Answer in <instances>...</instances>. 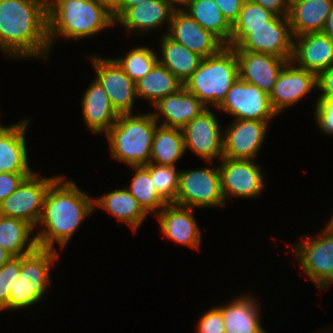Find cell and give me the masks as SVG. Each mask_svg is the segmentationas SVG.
Segmentation results:
<instances>
[{"mask_svg": "<svg viewBox=\"0 0 333 333\" xmlns=\"http://www.w3.org/2000/svg\"><path fill=\"white\" fill-rule=\"evenodd\" d=\"M94 206L108 211L118 221L127 223L136 231L147 216V212L127 190L116 189L94 199Z\"/></svg>", "mask_w": 333, "mask_h": 333, "instance_id": "cell-27", "label": "cell"}, {"mask_svg": "<svg viewBox=\"0 0 333 333\" xmlns=\"http://www.w3.org/2000/svg\"><path fill=\"white\" fill-rule=\"evenodd\" d=\"M146 0H121L120 1V15L128 8L138 5Z\"/></svg>", "mask_w": 333, "mask_h": 333, "instance_id": "cell-46", "label": "cell"}, {"mask_svg": "<svg viewBox=\"0 0 333 333\" xmlns=\"http://www.w3.org/2000/svg\"><path fill=\"white\" fill-rule=\"evenodd\" d=\"M293 38L288 16L275 15L263 27L232 28L231 40L227 46L235 51L270 54L291 61Z\"/></svg>", "mask_w": 333, "mask_h": 333, "instance_id": "cell-7", "label": "cell"}, {"mask_svg": "<svg viewBox=\"0 0 333 333\" xmlns=\"http://www.w3.org/2000/svg\"><path fill=\"white\" fill-rule=\"evenodd\" d=\"M135 169L127 190L135 197L143 209L149 213H159L168 203L158 194L149 170L145 166H132Z\"/></svg>", "mask_w": 333, "mask_h": 333, "instance_id": "cell-33", "label": "cell"}, {"mask_svg": "<svg viewBox=\"0 0 333 333\" xmlns=\"http://www.w3.org/2000/svg\"><path fill=\"white\" fill-rule=\"evenodd\" d=\"M59 176L49 187L37 226L44 225L34 237L37 246L62 248L75 234L83 220L94 210V198H89L73 181ZM64 180V181H63Z\"/></svg>", "mask_w": 333, "mask_h": 333, "instance_id": "cell-2", "label": "cell"}, {"mask_svg": "<svg viewBox=\"0 0 333 333\" xmlns=\"http://www.w3.org/2000/svg\"><path fill=\"white\" fill-rule=\"evenodd\" d=\"M204 29L212 32L225 45H228L232 35V25L221 13L220 7L214 0H190L182 7Z\"/></svg>", "mask_w": 333, "mask_h": 333, "instance_id": "cell-31", "label": "cell"}, {"mask_svg": "<svg viewBox=\"0 0 333 333\" xmlns=\"http://www.w3.org/2000/svg\"><path fill=\"white\" fill-rule=\"evenodd\" d=\"M59 176L40 177L35 172L0 204V215L17 218L37 227L50 185Z\"/></svg>", "mask_w": 333, "mask_h": 333, "instance_id": "cell-9", "label": "cell"}, {"mask_svg": "<svg viewBox=\"0 0 333 333\" xmlns=\"http://www.w3.org/2000/svg\"><path fill=\"white\" fill-rule=\"evenodd\" d=\"M268 123L258 120L234 119L223 132V157L253 160L261 149Z\"/></svg>", "mask_w": 333, "mask_h": 333, "instance_id": "cell-15", "label": "cell"}, {"mask_svg": "<svg viewBox=\"0 0 333 333\" xmlns=\"http://www.w3.org/2000/svg\"><path fill=\"white\" fill-rule=\"evenodd\" d=\"M331 220L328 222V224L326 225V228H324L325 230H327L328 232H330L331 234H333V215L332 218H330Z\"/></svg>", "mask_w": 333, "mask_h": 333, "instance_id": "cell-49", "label": "cell"}, {"mask_svg": "<svg viewBox=\"0 0 333 333\" xmlns=\"http://www.w3.org/2000/svg\"><path fill=\"white\" fill-rule=\"evenodd\" d=\"M276 14L252 0H245L232 28H259L268 25Z\"/></svg>", "mask_w": 333, "mask_h": 333, "instance_id": "cell-36", "label": "cell"}, {"mask_svg": "<svg viewBox=\"0 0 333 333\" xmlns=\"http://www.w3.org/2000/svg\"><path fill=\"white\" fill-rule=\"evenodd\" d=\"M33 173H0V204Z\"/></svg>", "mask_w": 333, "mask_h": 333, "instance_id": "cell-40", "label": "cell"}, {"mask_svg": "<svg viewBox=\"0 0 333 333\" xmlns=\"http://www.w3.org/2000/svg\"><path fill=\"white\" fill-rule=\"evenodd\" d=\"M291 61L318 76L333 66V42L323 32L295 36Z\"/></svg>", "mask_w": 333, "mask_h": 333, "instance_id": "cell-19", "label": "cell"}, {"mask_svg": "<svg viewBox=\"0 0 333 333\" xmlns=\"http://www.w3.org/2000/svg\"><path fill=\"white\" fill-rule=\"evenodd\" d=\"M238 78L236 51L226 45L218 53L203 58L197 70L183 84L206 107L210 103L217 108Z\"/></svg>", "mask_w": 333, "mask_h": 333, "instance_id": "cell-5", "label": "cell"}, {"mask_svg": "<svg viewBox=\"0 0 333 333\" xmlns=\"http://www.w3.org/2000/svg\"><path fill=\"white\" fill-rule=\"evenodd\" d=\"M218 167L182 171L173 204L188 208H210L225 203Z\"/></svg>", "mask_w": 333, "mask_h": 333, "instance_id": "cell-8", "label": "cell"}, {"mask_svg": "<svg viewBox=\"0 0 333 333\" xmlns=\"http://www.w3.org/2000/svg\"><path fill=\"white\" fill-rule=\"evenodd\" d=\"M238 120L269 122L277 113L271 106L269 94L256 85L238 78L217 107Z\"/></svg>", "mask_w": 333, "mask_h": 333, "instance_id": "cell-11", "label": "cell"}, {"mask_svg": "<svg viewBox=\"0 0 333 333\" xmlns=\"http://www.w3.org/2000/svg\"><path fill=\"white\" fill-rule=\"evenodd\" d=\"M315 88H318L317 75L288 61L280 71L273 91L269 95L271 106L279 114L290 105L298 103Z\"/></svg>", "mask_w": 333, "mask_h": 333, "instance_id": "cell-17", "label": "cell"}, {"mask_svg": "<svg viewBox=\"0 0 333 333\" xmlns=\"http://www.w3.org/2000/svg\"><path fill=\"white\" fill-rule=\"evenodd\" d=\"M151 179L158 194L168 203H174L179 186L180 172L175 166L147 164Z\"/></svg>", "mask_w": 333, "mask_h": 333, "instance_id": "cell-35", "label": "cell"}, {"mask_svg": "<svg viewBox=\"0 0 333 333\" xmlns=\"http://www.w3.org/2000/svg\"><path fill=\"white\" fill-rule=\"evenodd\" d=\"M96 70V79L108 94L115 111L121 114H132L135 103V82L122 70L114 59L97 56L90 57Z\"/></svg>", "mask_w": 333, "mask_h": 333, "instance_id": "cell-13", "label": "cell"}, {"mask_svg": "<svg viewBox=\"0 0 333 333\" xmlns=\"http://www.w3.org/2000/svg\"><path fill=\"white\" fill-rule=\"evenodd\" d=\"M0 49L8 57H47V0H0Z\"/></svg>", "mask_w": 333, "mask_h": 333, "instance_id": "cell-1", "label": "cell"}, {"mask_svg": "<svg viewBox=\"0 0 333 333\" xmlns=\"http://www.w3.org/2000/svg\"><path fill=\"white\" fill-rule=\"evenodd\" d=\"M188 148L208 163L223 158V133L216 115L209 108L182 128Z\"/></svg>", "mask_w": 333, "mask_h": 333, "instance_id": "cell-14", "label": "cell"}, {"mask_svg": "<svg viewBox=\"0 0 333 333\" xmlns=\"http://www.w3.org/2000/svg\"><path fill=\"white\" fill-rule=\"evenodd\" d=\"M185 152L182 129L157 126L151 147L150 164L175 166Z\"/></svg>", "mask_w": 333, "mask_h": 333, "instance_id": "cell-32", "label": "cell"}, {"mask_svg": "<svg viewBox=\"0 0 333 333\" xmlns=\"http://www.w3.org/2000/svg\"><path fill=\"white\" fill-rule=\"evenodd\" d=\"M317 87L322 92L319 98L333 97V66L317 76Z\"/></svg>", "mask_w": 333, "mask_h": 333, "instance_id": "cell-42", "label": "cell"}, {"mask_svg": "<svg viewBox=\"0 0 333 333\" xmlns=\"http://www.w3.org/2000/svg\"><path fill=\"white\" fill-rule=\"evenodd\" d=\"M81 102L83 120L94 134L103 132L106 134L119 117L108 94L96 78L85 90Z\"/></svg>", "mask_w": 333, "mask_h": 333, "instance_id": "cell-23", "label": "cell"}, {"mask_svg": "<svg viewBox=\"0 0 333 333\" xmlns=\"http://www.w3.org/2000/svg\"><path fill=\"white\" fill-rule=\"evenodd\" d=\"M114 60L134 82H137L152 70L158 62V57L149 47H135L127 56Z\"/></svg>", "mask_w": 333, "mask_h": 333, "instance_id": "cell-34", "label": "cell"}, {"mask_svg": "<svg viewBox=\"0 0 333 333\" xmlns=\"http://www.w3.org/2000/svg\"><path fill=\"white\" fill-rule=\"evenodd\" d=\"M158 125L153 113L119 115L106 133L111 156L131 167L149 164Z\"/></svg>", "mask_w": 333, "mask_h": 333, "instance_id": "cell-4", "label": "cell"}, {"mask_svg": "<svg viewBox=\"0 0 333 333\" xmlns=\"http://www.w3.org/2000/svg\"><path fill=\"white\" fill-rule=\"evenodd\" d=\"M48 40L94 36L115 24L113 14L97 0H47Z\"/></svg>", "mask_w": 333, "mask_h": 333, "instance_id": "cell-3", "label": "cell"}, {"mask_svg": "<svg viewBox=\"0 0 333 333\" xmlns=\"http://www.w3.org/2000/svg\"><path fill=\"white\" fill-rule=\"evenodd\" d=\"M323 33L327 35V37L333 42V7L331 12L328 15L325 26L323 28Z\"/></svg>", "mask_w": 333, "mask_h": 333, "instance_id": "cell-45", "label": "cell"}, {"mask_svg": "<svg viewBox=\"0 0 333 333\" xmlns=\"http://www.w3.org/2000/svg\"><path fill=\"white\" fill-rule=\"evenodd\" d=\"M21 273V256L12 257L0 267V311L9 303L10 294Z\"/></svg>", "mask_w": 333, "mask_h": 333, "instance_id": "cell-37", "label": "cell"}, {"mask_svg": "<svg viewBox=\"0 0 333 333\" xmlns=\"http://www.w3.org/2000/svg\"><path fill=\"white\" fill-rule=\"evenodd\" d=\"M167 3H169L175 10L183 9L179 7L180 5L182 6H187L190 0H165ZM178 4V5H177Z\"/></svg>", "mask_w": 333, "mask_h": 333, "instance_id": "cell-48", "label": "cell"}, {"mask_svg": "<svg viewBox=\"0 0 333 333\" xmlns=\"http://www.w3.org/2000/svg\"><path fill=\"white\" fill-rule=\"evenodd\" d=\"M158 62L184 83L199 67L203 57L171 39L166 33L161 38Z\"/></svg>", "mask_w": 333, "mask_h": 333, "instance_id": "cell-28", "label": "cell"}, {"mask_svg": "<svg viewBox=\"0 0 333 333\" xmlns=\"http://www.w3.org/2000/svg\"><path fill=\"white\" fill-rule=\"evenodd\" d=\"M33 227L24 220L0 215V245L13 257L23 256L37 247L30 238Z\"/></svg>", "mask_w": 333, "mask_h": 333, "instance_id": "cell-30", "label": "cell"}, {"mask_svg": "<svg viewBox=\"0 0 333 333\" xmlns=\"http://www.w3.org/2000/svg\"><path fill=\"white\" fill-rule=\"evenodd\" d=\"M218 167L223 196L252 198L264 188V178L260 166L253 160L229 159L223 157Z\"/></svg>", "mask_w": 333, "mask_h": 333, "instance_id": "cell-12", "label": "cell"}, {"mask_svg": "<svg viewBox=\"0 0 333 333\" xmlns=\"http://www.w3.org/2000/svg\"><path fill=\"white\" fill-rule=\"evenodd\" d=\"M135 85L137 97L150 100L152 106L184 87V84L159 62L148 74L135 82Z\"/></svg>", "mask_w": 333, "mask_h": 333, "instance_id": "cell-29", "label": "cell"}, {"mask_svg": "<svg viewBox=\"0 0 333 333\" xmlns=\"http://www.w3.org/2000/svg\"><path fill=\"white\" fill-rule=\"evenodd\" d=\"M29 120L0 125V173H34L28 164L25 131Z\"/></svg>", "mask_w": 333, "mask_h": 333, "instance_id": "cell-21", "label": "cell"}, {"mask_svg": "<svg viewBox=\"0 0 333 333\" xmlns=\"http://www.w3.org/2000/svg\"><path fill=\"white\" fill-rule=\"evenodd\" d=\"M56 249L36 247L21 256V273L13 286L5 309L29 308L41 300L50 284V267L57 260Z\"/></svg>", "mask_w": 333, "mask_h": 333, "instance_id": "cell-6", "label": "cell"}, {"mask_svg": "<svg viewBox=\"0 0 333 333\" xmlns=\"http://www.w3.org/2000/svg\"><path fill=\"white\" fill-rule=\"evenodd\" d=\"M262 6L264 9L270 10L279 16H288L290 3L289 0H252Z\"/></svg>", "mask_w": 333, "mask_h": 333, "instance_id": "cell-43", "label": "cell"}, {"mask_svg": "<svg viewBox=\"0 0 333 333\" xmlns=\"http://www.w3.org/2000/svg\"><path fill=\"white\" fill-rule=\"evenodd\" d=\"M293 246L303 273L321 290L333 283V234L321 231L318 237Z\"/></svg>", "mask_w": 333, "mask_h": 333, "instance_id": "cell-10", "label": "cell"}, {"mask_svg": "<svg viewBox=\"0 0 333 333\" xmlns=\"http://www.w3.org/2000/svg\"><path fill=\"white\" fill-rule=\"evenodd\" d=\"M168 30L166 34L171 39L203 58L218 53L226 46L212 32L204 29L184 9L174 10Z\"/></svg>", "mask_w": 333, "mask_h": 333, "instance_id": "cell-16", "label": "cell"}, {"mask_svg": "<svg viewBox=\"0 0 333 333\" xmlns=\"http://www.w3.org/2000/svg\"><path fill=\"white\" fill-rule=\"evenodd\" d=\"M110 13L113 14L114 20L120 16V1L121 0H97Z\"/></svg>", "mask_w": 333, "mask_h": 333, "instance_id": "cell-44", "label": "cell"}, {"mask_svg": "<svg viewBox=\"0 0 333 333\" xmlns=\"http://www.w3.org/2000/svg\"><path fill=\"white\" fill-rule=\"evenodd\" d=\"M333 7V0H295L288 18L293 36L322 32Z\"/></svg>", "mask_w": 333, "mask_h": 333, "instance_id": "cell-25", "label": "cell"}, {"mask_svg": "<svg viewBox=\"0 0 333 333\" xmlns=\"http://www.w3.org/2000/svg\"><path fill=\"white\" fill-rule=\"evenodd\" d=\"M192 211V208L171 203L154 216L160 223L162 234L181 245L198 249L201 232Z\"/></svg>", "mask_w": 333, "mask_h": 333, "instance_id": "cell-20", "label": "cell"}, {"mask_svg": "<svg viewBox=\"0 0 333 333\" xmlns=\"http://www.w3.org/2000/svg\"><path fill=\"white\" fill-rule=\"evenodd\" d=\"M174 8L165 0H146L138 5L128 7L115 23L127 27L128 31L147 32L157 29L163 23L170 25Z\"/></svg>", "mask_w": 333, "mask_h": 333, "instance_id": "cell-24", "label": "cell"}, {"mask_svg": "<svg viewBox=\"0 0 333 333\" xmlns=\"http://www.w3.org/2000/svg\"><path fill=\"white\" fill-rule=\"evenodd\" d=\"M257 301L246 294L226 306H220L225 333H266L260 323Z\"/></svg>", "mask_w": 333, "mask_h": 333, "instance_id": "cell-26", "label": "cell"}, {"mask_svg": "<svg viewBox=\"0 0 333 333\" xmlns=\"http://www.w3.org/2000/svg\"><path fill=\"white\" fill-rule=\"evenodd\" d=\"M314 113L321 131L333 135V97L319 98Z\"/></svg>", "mask_w": 333, "mask_h": 333, "instance_id": "cell-38", "label": "cell"}, {"mask_svg": "<svg viewBox=\"0 0 333 333\" xmlns=\"http://www.w3.org/2000/svg\"><path fill=\"white\" fill-rule=\"evenodd\" d=\"M197 333H225V325L218 307L205 312L199 319Z\"/></svg>", "mask_w": 333, "mask_h": 333, "instance_id": "cell-39", "label": "cell"}, {"mask_svg": "<svg viewBox=\"0 0 333 333\" xmlns=\"http://www.w3.org/2000/svg\"><path fill=\"white\" fill-rule=\"evenodd\" d=\"M239 78L256 85L270 95L280 71L288 62L279 56L270 54L236 51Z\"/></svg>", "mask_w": 333, "mask_h": 333, "instance_id": "cell-18", "label": "cell"}, {"mask_svg": "<svg viewBox=\"0 0 333 333\" xmlns=\"http://www.w3.org/2000/svg\"><path fill=\"white\" fill-rule=\"evenodd\" d=\"M13 256L0 245V267L8 262Z\"/></svg>", "mask_w": 333, "mask_h": 333, "instance_id": "cell-47", "label": "cell"}, {"mask_svg": "<svg viewBox=\"0 0 333 333\" xmlns=\"http://www.w3.org/2000/svg\"><path fill=\"white\" fill-rule=\"evenodd\" d=\"M220 7L221 13L233 25L237 20L245 0H214Z\"/></svg>", "mask_w": 333, "mask_h": 333, "instance_id": "cell-41", "label": "cell"}, {"mask_svg": "<svg viewBox=\"0 0 333 333\" xmlns=\"http://www.w3.org/2000/svg\"><path fill=\"white\" fill-rule=\"evenodd\" d=\"M152 107L158 109V113H153L157 122L159 115L165 117L160 125L180 129L209 108L184 87L178 92L160 99Z\"/></svg>", "mask_w": 333, "mask_h": 333, "instance_id": "cell-22", "label": "cell"}]
</instances>
